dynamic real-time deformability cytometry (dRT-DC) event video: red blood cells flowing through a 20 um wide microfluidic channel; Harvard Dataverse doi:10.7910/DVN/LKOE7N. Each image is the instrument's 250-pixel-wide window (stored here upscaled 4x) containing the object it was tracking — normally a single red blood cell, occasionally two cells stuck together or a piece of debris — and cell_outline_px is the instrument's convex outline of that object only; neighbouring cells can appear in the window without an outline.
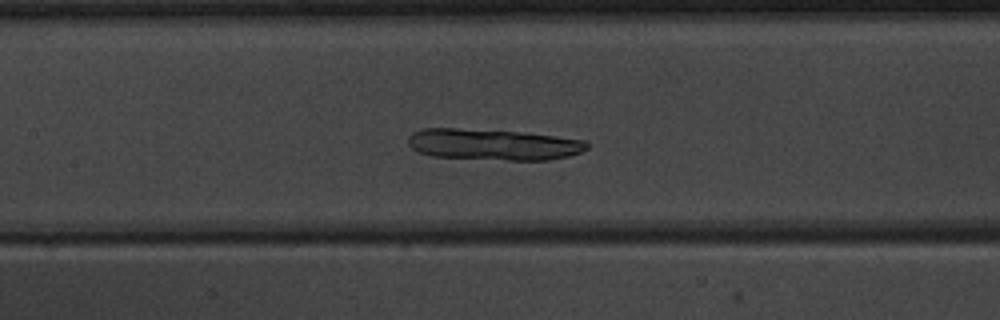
{"species": "common noctule bat (a hibernating species)", "species_latin": "Nyctalus noctula", "temperature_condition": "warm", "stored_images_in_passage": 49, "camera_frame_rate_fps": 3000, "um_per_image_px": 0.085, "animal": {"sex": "male", "body_mass_g": 20.1, "forearm_length_mm": 53.5}, "frame": {"image": 1, "passage_image": 22, "time_ms": 7.0, "image_size_px": [1000, 320], "cell_outline_px": [[588, 148], [580, 152], [568, 156], [548, 160], [508, 160], [432, 156], [420, 152], [412, 148], [408, 144], [408, 136], [412, 132], [420, 128], [456, 128], [524, 132], [588, 140]], "centroid_in_image_um": [41.93, 12.27], "position_along_channel_um": 165.5, "area_um2": 32.66}}
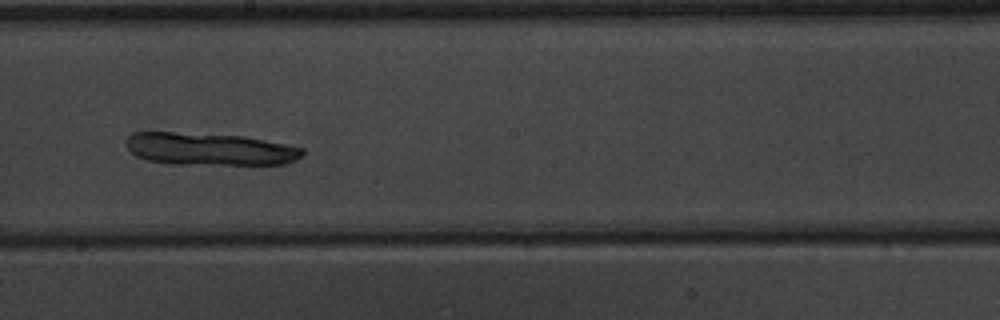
{"frame": {"image": 2, "passage_image": 27, "time_ms": 8.667, "image_size_px": [1000, 320], "cell_outline_px": [[304, 152], [296, 160], [284, 164], [172, 164], [148, 160], [136, 156], [128, 148], [128, 136], [132, 132], [172, 132], [244, 136], [304, 148]], "centroid_in_image_um": [17.82, 12.67], "position_along_channel_um": 230.4, "area_um2": 33.06}}